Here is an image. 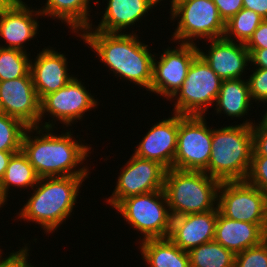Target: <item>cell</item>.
<instances>
[{"instance_id": "31", "label": "cell", "mask_w": 267, "mask_h": 267, "mask_svg": "<svg viewBox=\"0 0 267 267\" xmlns=\"http://www.w3.org/2000/svg\"><path fill=\"white\" fill-rule=\"evenodd\" d=\"M246 181L267 193V156L252 155L251 167Z\"/></svg>"}, {"instance_id": "18", "label": "cell", "mask_w": 267, "mask_h": 267, "mask_svg": "<svg viewBox=\"0 0 267 267\" xmlns=\"http://www.w3.org/2000/svg\"><path fill=\"white\" fill-rule=\"evenodd\" d=\"M67 65L65 55L52 47L44 48L37 54L34 63L30 61V73L40 100L47 94L58 91L74 78L69 75Z\"/></svg>"}, {"instance_id": "7", "label": "cell", "mask_w": 267, "mask_h": 267, "mask_svg": "<svg viewBox=\"0 0 267 267\" xmlns=\"http://www.w3.org/2000/svg\"><path fill=\"white\" fill-rule=\"evenodd\" d=\"M170 3L171 19H180L172 35L174 42L196 44V38L212 40L224 36L225 22L212 0H171Z\"/></svg>"}, {"instance_id": "41", "label": "cell", "mask_w": 267, "mask_h": 267, "mask_svg": "<svg viewBox=\"0 0 267 267\" xmlns=\"http://www.w3.org/2000/svg\"><path fill=\"white\" fill-rule=\"evenodd\" d=\"M3 204L5 205V203L0 199V208L4 206Z\"/></svg>"}, {"instance_id": "9", "label": "cell", "mask_w": 267, "mask_h": 267, "mask_svg": "<svg viewBox=\"0 0 267 267\" xmlns=\"http://www.w3.org/2000/svg\"><path fill=\"white\" fill-rule=\"evenodd\" d=\"M204 117L179 114L175 169L204 171L208 167L212 128L207 126Z\"/></svg>"}, {"instance_id": "1", "label": "cell", "mask_w": 267, "mask_h": 267, "mask_svg": "<svg viewBox=\"0 0 267 267\" xmlns=\"http://www.w3.org/2000/svg\"><path fill=\"white\" fill-rule=\"evenodd\" d=\"M52 121V123H50ZM45 122V125L28 127L22 139V152L32 164L37 176L43 177H65L80 176L88 177V167H76L90 155L91 147L84 145L79 140L73 139L71 131L55 135L51 130L54 128L53 120ZM53 127V128H52ZM36 130L40 136L31 138V133ZM47 133H42L44 131ZM30 133V135H29ZM79 141V142H78Z\"/></svg>"}, {"instance_id": "14", "label": "cell", "mask_w": 267, "mask_h": 267, "mask_svg": "<svg viewBox=\"0 0 267 267\" xmlns=\"http://www.w3.org/2000/svg\"><path fill=\"white\" fill-rule=\"evenodd\" d=\"M0 112L21 120L28 127H41L40 99L30 72L24 77L0 82Z\"/></svg>"}, {"instance_id": "30", "label": "cell", "mask_w": 267, "mask_h": 267, "mask_svg": "<svg viewBox=\"0 0 267 267\" xmlns=\"http://www.w3.org/2000/svg\"><path fill=\"white\" fill-rule=\"evenodd\" d=\"M234 267H267V238L259 245L235 254Z\"/></svg>"}, {"instance_id": "21", "label": "cell", "mask_w": 267, "mask_h": 267, "mask_svg": "<svg viewBox=\"0 0 267 267\" xmlns=\"http://www.w3.org/2000/svg\"><path fill=\"white\" fill-rule=\"evenodd\" d=\"M162 0H107V7L95 30L122 33V29L141 20Z\"/></svg>"}, {"instance_id": "23", "label": "cell", "mask_w": 267, "mask_h": 267, "mask_svg": "<svg viewBox=\"0 0 267 267\" xmlns=\"http://www.w3.org/2000/svg\"><path fill=\"white\" fill-rule=\"evenodd\" d=\"M45 6L40 12L42 16H51L67 23L70 29L76 33L82 32L90 26V0H46Z\"/></svg>"}, {"instance_id": "25", "label": "cell", "mask_w": 267, "mask_h": 267, "mask_svg": "<svg viewBox=\"0 0 267 267\" xmlns=\"http://www.w3.org/2000/svg\"><path fill=\"white\" fill-rule=\"evenodd\" d=\"M37 176L32 164L28 161L27 156L21 151L12 155L9 160L6 171L0 181V199L5 203L8 198L10 187L20 188L31 187L37 184Z\"/></svg>"}, {"instance_id": "3", "label": "cell", "mask_w": 267, "mask_h": 267, "mask_svg": "<svg viewBox=\"0 0 267 267\" xmlns=\"http://www.w3.org/2000/svg\"><path fill=\"white\" fill-rule=\"evenodd\" d=\"M87 177H43L18 218L40 224L46 233H53L70 216L76 204L79 189Z\"/></svg>"}, {"instance_id": "8", "label": "cell", "mask_w": 267, "mask_h": 267, "mask_svg": "<svg viewBox=\"0 0 267 267\" xmlns=\"http://www.w3.org/2000/svg\"><path fill=\"white\" fill-rule=\"evenodd\" d=\"M222 79L198 55L189 67L186 79L175 97L174 112L180 115L204 116L217 100Z\"/></svg>"}, {"instance_id": "22", "label": "cell", "mask_w": 267, "mask_h": 267, "mask_svg": "<svg viewBox=\"0 0 267 267\" xmlns=\"http://www.w3.org/2000/svg\"><path fill=\"white\" fill-rule=\"evenodd\" d=\"M143 260L150 267H190L189 254L169 237L146 239L139 244Z\"/></svg>"}, {"instance_id": "39", "label": "cell", "mask_w": 267, "mask_h": 267, "mask_svg": "<svg viewBox=\"0 0 267 267\" xmlns=\"http://www.w3.org/2000/svg\"><path fill=\"white\" fill-rule=\"evenodd\" d=\"M16 152L9 151H0V181L6 171V167L8 166L9 160L12 155Z\"/></svg>"}, {"instance_id": "12", "label": "cell", "mask_w": 267, "mask_h": 267, "mask_svg": "<svg viewBox=\"0 0 267 267\" xmlns=\"http://www.w3.org/2000/svg\"><path fill=\"white\" fill-rule=\"evenodd\" d=\"M179 46L167 48L161 54L160 60L153 59L151 87L152 93L160 94L168 100L177 93L183 85L189 67L199 55L197 44L178 43Z\"/></svg>"}, {"instance_id": "16", "label": "cell", "mask_w": 267, "mask_h": 267, "mask_svg": "<svg viewBox=\"0 0 267 267\" xmlns=\"http://www.w3.org/2000/svg\"><path fill=\"white\" fill-rule=\"evenodd\" d=\"M209 42L210 49L206 50L208 54L198 48L201 58L222 80L240 79L250 63V53L245 44L224 37Z\"/></svg>"}, {"instance_id": "33", "label": "cell", "mask_w": 267, "mask_h": 267, "mask_svg": "<svg viewBox=\"0 0 267 267\" xmlns=\"http://www.w3.org/2000/svg\"><path fill=\"white\" fill-rule=\"evenodd\" d=\"M252 125L253 131V152L252 155L267 156V120L262 119L259 124Z\"/></svg>"}, {"instance_id": "20", "label": "cell", "mask_w": 267, "mask_h": 267, "mask_svg": "<svg viewBox=\"0 0 267 267\" xmlns=\"http://www.w3.org/2000/svg\"><path fill=\"white\" fill-rule=\"evenodd\" d=\"M267 238V224L228 219L217 210L214 240L234 254L259 245Z\"/></svg>"}, {"instance_id": "40", "label": "cell", "mask_w": 267, "mask_h": 267, "mask_svg": "<svg viewBox=\"0 0 267 267\" xmlns=\"http://www.w3.org/2000/svg\"><path fill=\"white\" fill-rule=\"evenodd\" d=\"M15 3L14 0H0V15L10 9Z\"/></svg>"}, {"instance_id": "35", "label": "cell", "mask_w": 267, "mask_h": 267, "mask_svg": "<svg viewBox=\"0 0 267 267\" xmlns=\"http://www.w3.org/2000/svg\"><path fill=\"white\" fill-rule=\"evenodd\" d=\"M219 12L220 17L227 22L243 8L242 0H212Z\"/></svg>"}, {"instance_id": "37", "label": "cell", "mask_w": 267, "mask_h": 267, "mask_svg": "<svg viewBox=\"0 0 267 267\" xmlns=\"http://www.w3.org/2000/svg\"><path fill=\"white\" fill-rule=\"evenodd\" d=\"M243 8L253 10L263 19H267V0H242Z\"/></svg>"}, {"instance_id": "27", "label": "cell", "mask_w": 267, "mask_h": 267, "mask_svg": "<svg viewBox=\"0 0 267 267\" xmlns=\"http://www.w3.org/2000/svg\"><path fill=\"white\" fill-rule=\"evenodd\" d=\"M263 20L253 10L242 8L237 14L225 22V33L223 37L230 41L236 40L245 44Z\"/></svg>"}, {"instance_id": "36", "label": "cell", "mask_w": 267, "mask_h": 267, "mask_svg": "<svg viewBox=\"0 0 267 267\" xmlns=\"http://www.w3.org/2000/svg\"><path fill=\"white\" fill-rule=\"evenodd\" d=\"M245 46L247 50L267 49V19L261 22Z\"/></svg>"}, {"instance_id": "24", "label": "cell", "mask_w": 267, "mask_h": 267, "mask_svg": "<svg viewBox=\"0 0 267 267\" xmlns=\"http://www.w3.org/2000/svg\"><path fill=\"white\" fill-rule=\"evenodd\" d=\"M251 97L247 79L223 80L216 100V113H223L229 117L244 116L251 106ZM250 105V106H249ZM223 111V112H222Z\"/></svg>"}, {"instance_id": "2", "label": "cell", "mask_w": 267, "mask_h": 267, "mask_svg": "<svg viewBox=\"0 0 267 267\" xmlns=\"http://www.w3.org/2000/svg\"><path fill=\"white\" fill-rule=\"evenodd\" d=\"M78 35L113 71L114 76L118 75L149 91L156 54L149 51L148 45L142 43L136 33H105L90 26Z\"/></svg>"}, {"instance_id": "10", "label": "cell", "mask_w": 267, "mask_h": 267, "mask_svg": "<svg viewBox=\"0 0 267 267\" xmlns=\"http://www.w3.org/2000/svg\"><path fill=\"white\" fill-rule=\"evenodd\" d=\"M217 207L228 219L267 224V193L246 180L221 182Z\"/></svg>"}, {"instance_id": "6", "label": "cell", "mask_w": 267, "mask_h": 267, "mask_svg": "<svg viewBox=\"0 0 267 267\" xmlns=\"http://www.w3.org/2000/svg\"><path fill=\"white\" fill-rule=\"evenodd\" d=\"M115 209L131 227L143 234L141 240L170 235L172 215L164 189L127 197Z\"/></svg>"}, {"instance_id": "13", "label": "cell", "mask_w": 267, "mask_h": 267, "mask_svg": "<svg viewBox=\"0 0 267 267\" xmlns=\"http://www.w3.org/2000/svg\"><path fill=\"white\" fill-rule=\"evenodd\" d=\"M96 100L82 82L74 77L64 87L40 100V121L45 117V113H50V117L68 127L75 120L82 119L85 112L98 106Z\"/></svg>"}, {"instance_id": "42", "label": "cell", "mask_w": 267, "mask_h": 267, "mask_svg": "<svg viewBox=\"0 0 267 267\" xmlns=\"http://www.w3.org/2000/svg\"><path fill=\"white\" fill-rule=\"evenodd\" d=\"M16 3H24L22 0H14Z\"/></svg>"}, {"instance_id": "34", "label": "cell", "mask_w": 267, "mask_h": 267, "mask_svg": "<svg viewBox=\"0 0 267 267\" xmlns=\"http://www.w3.org/2000/svg\"><path fill=\"white\" fill-rule=\"evenodd\" d=\"M29 248L26 244L19 251L10 253L7 258L2 259V251L0 249V267H33L31 263H28ZM2 259V260H1Z\"/></svg>"}, {"instance_id": "4", "label": "cell", "mask_w": 267, "mask_h": 267, "mask_svg": "<svg viewBox=\"0 0 267 267\" xmlns=\"http://www.w3.org/2000/svg\"><path fill=\"white\" fill-rule=\"evenodd\" d=\"M254 123L246 120L235 126L212 129L211 155L204 170L224 181H245L251 167Z\"/></svg>"}, {"instance_id": "29", "label": "cell", "mask_w": 267, "mask_h": 267, "mask_svg": "<svg viewBox=\"0 0 267 267\" xmlns=\"http://www.w3.org/2000/svg\"><path fill=\"white\" fill-rule=\"evenodd\" d=\"M27 128L21 120L0 112V151H21L23 135Z\"/></svg>"}, {"instance_id": "38", "label": "cell", "mask_w": 267, "mask_h": 267, "mask_svg": "<svg viewBox=\"0 0 267 267\" xmlns=\"http://www.w3.org/2000/svg\"><path fill=\"white\" fill-rule=\"evenodd\" d=\"M250 62L255 68L267 69V49L248 50Z\"/></svg>"}, {"instance_id": "32", "label": "cell", "mask_w": 267, "mask_h": 267, "mask_svg": "<svg viewBox=\"0 0 267 267\" xmlns=\"http://www.w3.org/2000/svg\"><path fill=\"white\" fill-rule=\"evenodd\" d=\"M247 79L252 100L267 102V69L256 68Z\"/></svg>"}, {"instance_id": "15", "label": "cell", "mask_w": 267, "mask_h": 267, "mask_svg": "<svg viewBox=\"0 0 267 267\" xmlns=\"http://www.w3.org/2000/svg\"><path fill=\"white\" fill-rule=\"evenodd\" d=\"M179 130V114L160 120L151 127L133 153L135 156L162 164L167 170L174 168Z\"/></svg>"}, {"instance_id": "17", "label": "cell", "mask_w": 267, "mask_h": 267, "mask_svg": "<svg viewBox=\"0 0 267 267\" xmlns=\"http://www.w3.org/2000/svg\"><path fill=\"white\" fill-rule=\"evenodd\" d=\"M217 210L172 217L169 238L183 251L214 240Z\"/></svg>"}, {"instance_id": "43", "label": "cell", "mask_w": 267, "mask_h": 267, "mask_svg": "<svg viewBox=\"0 0 267 267\" xmlns=\"http://www.w3.org/2000/svg\"><path fill=\"white\" fill-rule=\"evenodd\" d=\"M262 117L267 120V111H266L265 115Z\"/></svg>"}, {"instance_id": "19", "label": "cell", "mask_w": 267, "mask_h": 267, "mask_svg": "<svg viewBox=\"0 0 267 267\" xmlns=\"http://www.w3.org/2000/svg\"><path fill=\"white\" fill-rule=\"evenodd\" d=\"M42 16L40 9L30 10L27 3H15L10 9L0 15V36L6 40L2 48L18 49L26 52L23 44L33 40L38 31V21L35 16ZM35 17V19L33 18Z\"/></svg>"}, {"instance_id": "26", "label": "cell", "mask_w": 267, "mask_h": 267, "mask_svg": "<svg viewBox=\"0 0 267 267\" xmlns=\"http://www.w3.org/2000/svg\"><path fill=\"white\" fill-rule=\"evenodd\" d=\"M190 267H234L235 254L212 240L191 249Z\"/></svg>"}, {"instance_id": "5", "label": "cell", "mask_w": 267, "mask_h": 267, "mask_svg": "<svg viewBox=\"0 0 267 267\" xmlns=\"http://www.w3.org/2000/svg\"><path fill=\"white\" fill-rule=\"evenodd\" d=\"M220 183L204 171L168 169L164 192L172 217L218 210Z\"/></svg>"}, {"instance_id": "28", "label": "cell", "mask_w": 267, "mask_h": 267, "mask_svg": "<svg viewBox=\"0 0 267 267\" xmlns=\"http://www.w3.org/2000/svg\"><path fill=\"white\" fill-rule=\"evenodd\" d=\"M27 52L0 47V82L26 76L30 72Z\"/></svg>"}, {"instance_id": "11", "label": "cell", "mask_w": 267, "mask_h": 267, "mask_svg": "<svg viewBox=\"0 0 267 267\" xmlns=\"http://www.w3.org/2000/svg\"><path fill=\"white\" fill-rule=\"evenodd\" d=\"M122 168L115 189L107 199L110 206L115 208L130 196L164 189L167 169L162 164L133 154Z\"/></svg>"}]
</instances>
